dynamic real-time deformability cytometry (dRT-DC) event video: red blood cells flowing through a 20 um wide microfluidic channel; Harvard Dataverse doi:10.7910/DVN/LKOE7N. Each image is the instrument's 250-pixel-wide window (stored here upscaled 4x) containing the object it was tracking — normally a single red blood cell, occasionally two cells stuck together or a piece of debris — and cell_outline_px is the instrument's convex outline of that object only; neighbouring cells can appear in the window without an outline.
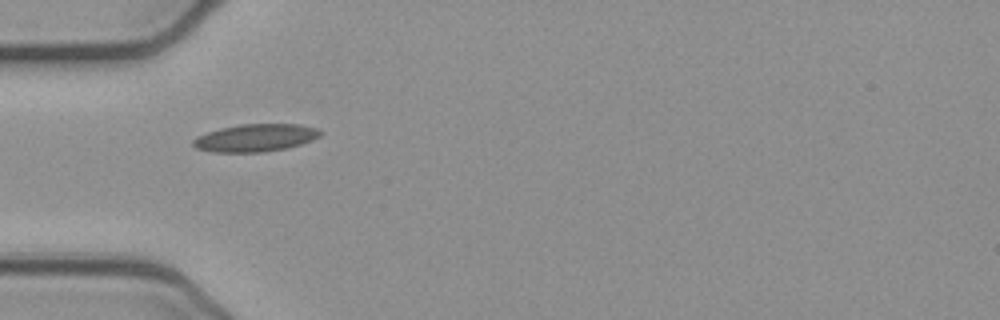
{"species": "common noctule bat (a hibernating species)", "species_latin": "Nyctalus noctula", "temperature_condition": "cold", "stored_images_in_passage": 37, "camera_frame_rate_fps": 3000, "um_per_image_px": 0.085, "animal": {"sex": "female", "body_mass_g": 21.9}, "frame": {"image": 1, "passage_image": 1, "time_ms": 0.0, "image_size_px": [1000, 320], "cell_outline_px": [[324, 132], [320, 136], [312, 140], [288, 148], [264, 152], [212, 152], [196, 148], [192, 144], [192, 140], [196, 136], [220, 128], [240, 124], [300, 124], [316, 128]], "centroid_in_image_um": [21.72, 11.71], "position_along_channel_um": 63.3, "area_um2": 20.58}}
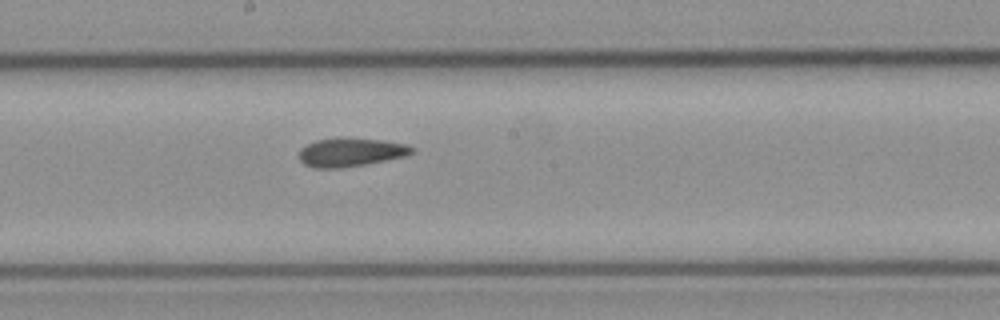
{"frame": {"image": 2, "passage_image": 13, "time_ms": 4.0, "image_size_px": [1000, 320], "cell_outline_px": [[416, 148], [412, 152], [404, 156], [364, 164], [340, 168], [312, 168], [304, 164], [300, 160], [300, 148], [316, 140], [336, 136], [384, 140], [408, 144]], "centroid_in_image_um": [29.79, 12.91], "position_along_channel_um": 218.4, "area_um2": 19.02}}
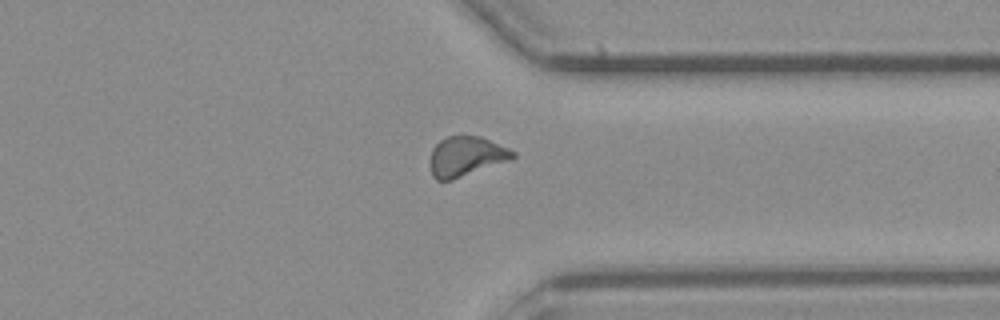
{"frame": {"image": 3, "passage_image": 25, "time_ms": 8.0, "image_size_px": [1000, 320], "cell_outline_px": [[516, 156], [508, 160], [452, 180], [436, 180], [432, 176], [432, 148], [440, 140], [448, 136], [480, 136], [508, 148], [516, 152]], "centroid_in_image_um": [39.62, 13.28], "position_along_channel_um": 371.8, "area_um2": 18.73}, "authors_computed_cell_mechanics": {"area_um2": 18.6694, "velocity_mm_per_s": 3.8931, "shape_relaxation_time_tau1_ms": null, "shape_relaxation_time_tau2_ms": 3.0924, "deformation_change_tau1": null, "deformation_change_tau2": 0.0928}}